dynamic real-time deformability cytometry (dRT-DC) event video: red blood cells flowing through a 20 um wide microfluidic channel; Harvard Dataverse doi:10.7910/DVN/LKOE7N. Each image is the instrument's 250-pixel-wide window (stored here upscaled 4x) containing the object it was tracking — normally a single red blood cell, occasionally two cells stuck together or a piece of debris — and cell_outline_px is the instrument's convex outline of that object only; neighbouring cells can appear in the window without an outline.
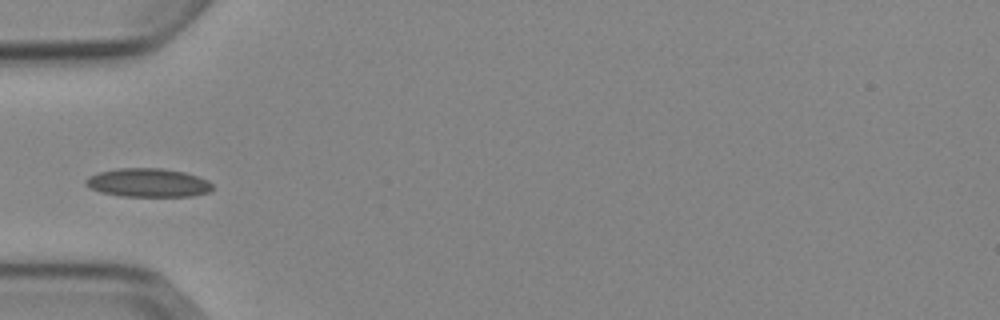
{"species": "Egyptian fruit bat (a non-hibernating species)", "species_latin": "Rousettus aegyptiacus", "temperature_condition": "cold", "stored_images_in_passage": 4, "camera_frame_rate_fps": 3000, "um_per_image_px": 0.085, "animal": {"sex": "female"}, "frame": {"image": 1, "passage_image": 4, "time_ms": 3.333, "image_size_px": [1000, 320], "cell_outline_px": [[212, 188], [208, 192], [192, 196], [120, 196], [100, 192], [84, 184], [84, 180], [88, 176], [96, 172], [116, 168], [160, 168], [184, 172], [208, 180], [212, 184]], "centroid_in_image_um": [12.53, 15.52], "position_along_channel_um": 72.5, "area_um2": 21.21}}